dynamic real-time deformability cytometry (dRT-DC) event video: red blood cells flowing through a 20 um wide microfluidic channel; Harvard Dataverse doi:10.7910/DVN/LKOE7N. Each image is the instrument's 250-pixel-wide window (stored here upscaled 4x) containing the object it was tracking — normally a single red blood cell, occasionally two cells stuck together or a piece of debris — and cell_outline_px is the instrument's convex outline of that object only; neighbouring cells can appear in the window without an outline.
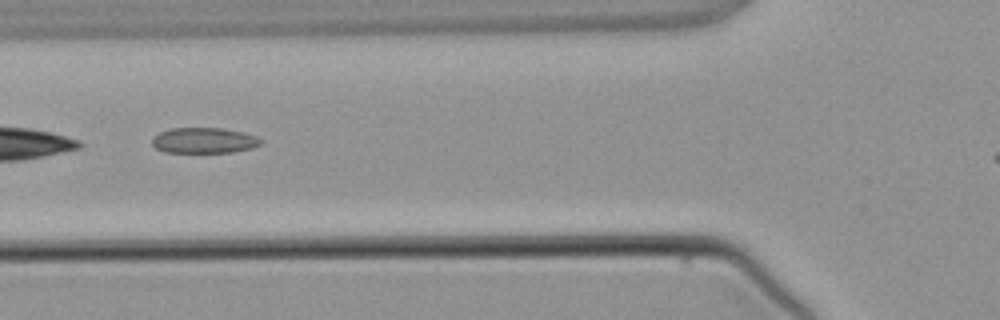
{"species": "common noctule bat (a hibernating species)", "species_latin": "Nyctalus noctula", "temperature_condition": "warm", "stored_images_in_passage": 5, "camera_frame_rate_fps": 3000, "um_per_image_px": 0.085, "animal": {"sex": "male", "body_mass_g": 21.5, "forearm_length_mm": 52.0}, "frame": {"image": 1, "passage_image": 5, "time_ms": 4.667, "image_size_px": [1000, 320], "cell_outline_px": [[264, 140], [260, 144], [252, 148], [232, 152], [164, 152], [156, 148], [152, 144], [152, 136], [160, 132], [172, 128], [224, 128], [244, 132], [256, 136]], "centroid_in_image_um": [17.35, 11.93], "position_along_channel_um": 108.4, "area_um2": 16.3}}